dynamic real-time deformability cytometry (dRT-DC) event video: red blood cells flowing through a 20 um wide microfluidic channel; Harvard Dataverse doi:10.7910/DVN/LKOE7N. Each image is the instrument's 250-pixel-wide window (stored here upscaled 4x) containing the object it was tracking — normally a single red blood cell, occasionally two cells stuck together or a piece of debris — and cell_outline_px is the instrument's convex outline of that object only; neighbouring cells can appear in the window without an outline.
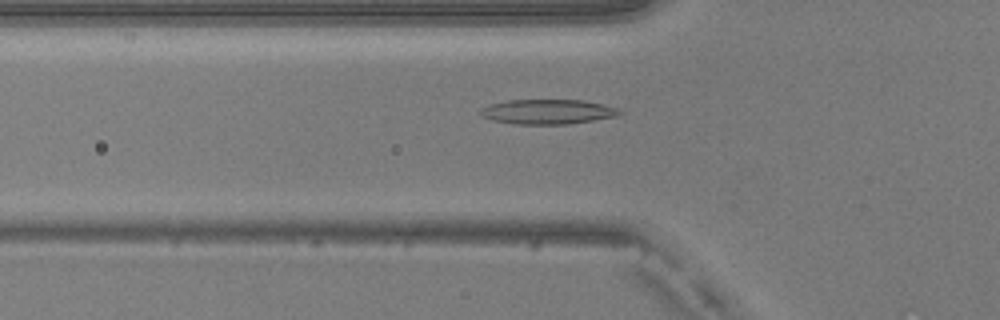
{"species": "common noctule bat (a hibernating species)", "species_latin": "Nyctalus noctula", "temperature_condition": "warm", "stored_images_in_passage": 41, "camera_frame_rate_fps": 3000, "um_per_image_px": 0.085, "animal": {"sex": "male", "body_mass_g": 20.5, "forearm_length_mm": 52.5}, "frame": {"image": 1, "passage_image": 17, "time_ms": 5.333, "image_size_px": [1000, 320], "cell_outline_px": [[624, 112], [616, 116], [568, 124], [512, 124], [492, 120], [484, 116], [480, 112], [480, 108], [488, 104], [508, 100], [584, 100], [620, 108]], "centroid_in_image_um": [46.56, 9.49], "position_along_channel_um": 79.2, "area_um2": 20.11}}
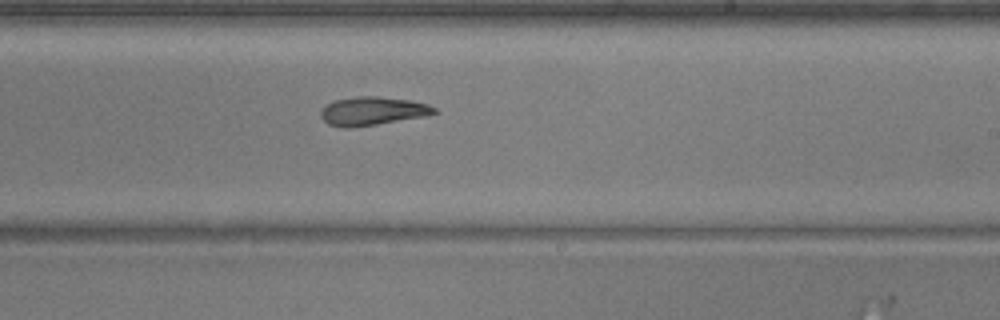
{"frame": {"image": 2, "passage_image": 30, "time_ms": 9.667, "image_size_px": [1000, 320], "cell_outline_px": [[440, 112], [428, 116], [376, 124], [348, 128], [344, 128], [328, 124], [320, 116], [320, 112], [332, 100], [356, 96], [376, 96], [408, 100], [428, 104], [436, 108]], "centroid_in_image_um": [31.69, 9.44], "position_along_channel_um": 257.3, "area_um2": 18.9}}
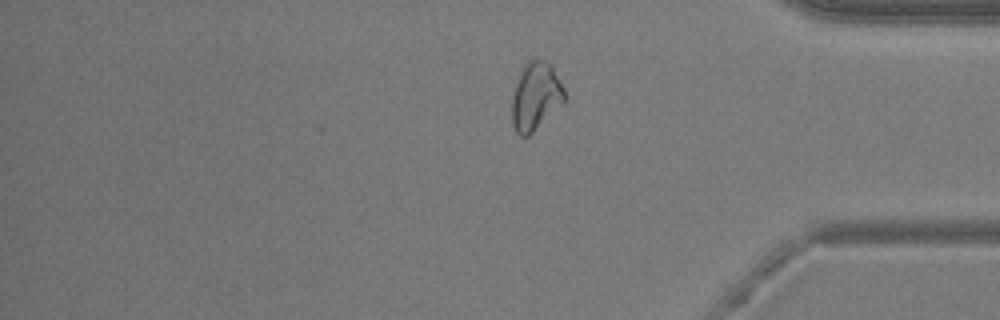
{"frame": {"image": 3, "passage_image": 41, "time_ms": 13.333, "image_size_px": [1000, 320], "cell_outline_px": [[568, 96], [528, 136], [520, 136], [516, 132], [512, 124], [512, 96], [516, 84], [528, 60], [548, 60], [552, 64]], "centroid_in_image_um": [45.54, 8.17], "position_along_channel_um": 389.7, "area_um2": 20.4}, "authors_computed_cell_mechanics": {"area_um2": 19.363, "velocity_mm_per_s": 4.081, "shape_relaxation_time_tau1_ms": null, "shape_relaxation_time_tau2_ms": 9.8856, "deformation_change_tau1": null, "deformation_change_tau2": 0.2324}}